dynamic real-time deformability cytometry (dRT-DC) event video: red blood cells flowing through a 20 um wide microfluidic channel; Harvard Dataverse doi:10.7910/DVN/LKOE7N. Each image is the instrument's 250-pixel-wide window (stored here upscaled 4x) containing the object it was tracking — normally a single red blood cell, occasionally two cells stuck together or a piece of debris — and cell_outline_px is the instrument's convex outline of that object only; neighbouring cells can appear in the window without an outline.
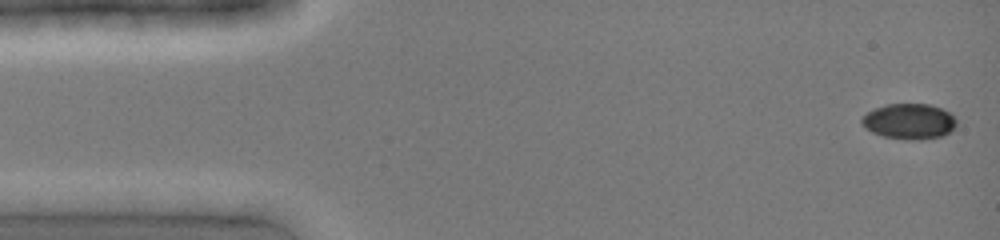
{"species": "common noctule bat (a hibernating species)", "species_latin": "Nyctalus noctula", "temperature_condition": "cold", "stored_images_in_passage": 2, "camera_frame_rate_fps": 3000, "um_per_image_px": 0.085, "animal": {"sex": "female", "body_mass_g": 19.0, "forearm_length_mm": 51.5}, "frame": {"image": 1, "passage_image": 1, "time_ms": 0.0, "image_size_px": [1000, 240], "cell_outline_px": [[956, 124], [944, 136], [924, 140], [908, 140], [884, 136], [872, 132], [864, 128], [860, 120], [868, 112], [884, 104], [932, 104], [948, 112], [956, 120]], "centroid_in_image_um": [77.27, 10.32], "position_along_channel_um": 7.7, "area_um2": 19.59}}